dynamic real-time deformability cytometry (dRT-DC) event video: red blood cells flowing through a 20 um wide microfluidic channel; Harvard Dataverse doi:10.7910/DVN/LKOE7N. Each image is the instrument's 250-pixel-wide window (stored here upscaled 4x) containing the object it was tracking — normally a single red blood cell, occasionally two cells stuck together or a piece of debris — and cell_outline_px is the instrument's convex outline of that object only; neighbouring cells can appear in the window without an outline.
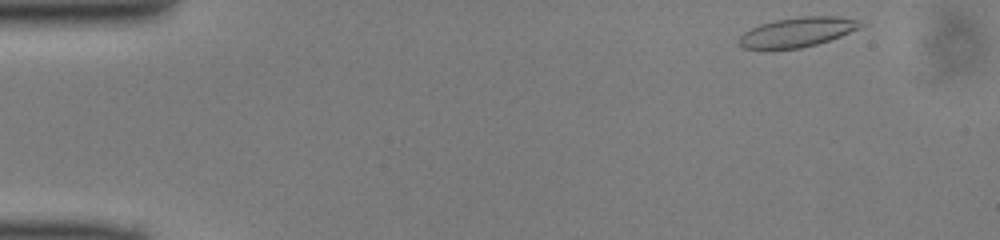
{"species": "common noctule bat (a hibernating species)", "species_latin": "Nyctalus noctula", "temperature_condition": "cold", "stored_images_in_passage": 45, "camera_frame_rate_fps": 3000, "um_per_image_px": 0.085, "animal": {"sex": "male", "body_mass_g": 13.0, "forearm_length_mm": 53.1}, "frame": {"image": 1, "passage_image": 1, "time_ms": 0.0, "image_size_px": [1000, 240], "cell_outline_px": [[868, 24], [864, 28], [816, 44], [800, 48], [772, 52], [764, 52], [744, 48], [736, 40], [744, 32], [760, 24], [776, 20], [800, 16], [840, 16], [856, 20]], "centroid_in_image_um": [67.75, 2.77], "position_along_channel_um": 17.2, "area_um2": 21.85}}
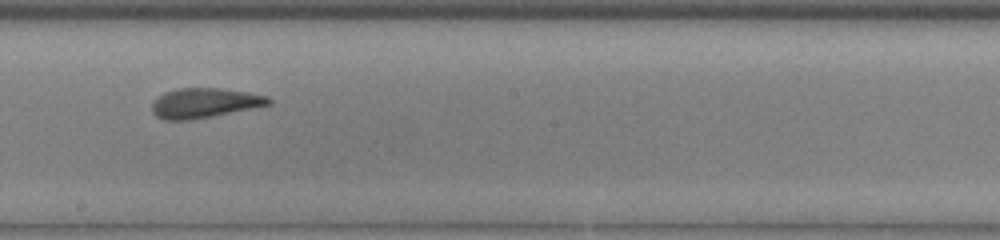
{"frame": {"image": 2, "passage_image": 24, "time_ms": 7.667, "image_size_px": [1000, 240], "cell_outline_px": [[272, 104], [212, 116], [188, 120], [164, 120], [156, 116], [152, 112], [152, 104], [156, 96], [164, 92], [180, 88], [220, 88], [248, 92], [268, 96], [272, 100]], "centroid_in_image_um": [17.36, 8.75], "position_along_channel_um": 230.8, "area_um2": 20.29}}
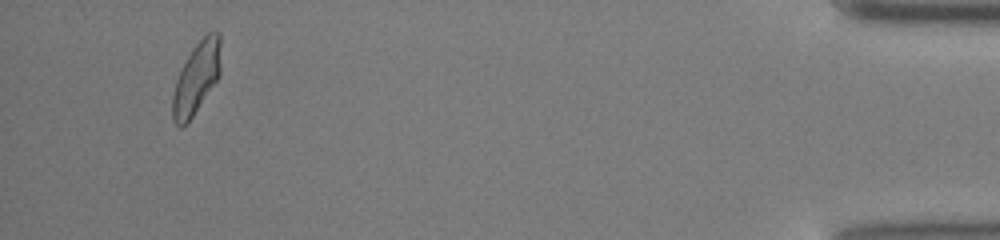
{"frame": {"image": 3, "passage_image": 43, "time_ms": 14.0, "image_size_px": [1000, 240], "cell_outline_px": [[220, 76], [188, 124], [180, 128], [172, 120], [172, 96], [176, 80], [192, 48], [208, 32], [216, 28], [220, 32]], "centroid_in_image_um": [16.71, 6.64], "position_along_channel_um": 418.5, "area_um2": 20.4}}